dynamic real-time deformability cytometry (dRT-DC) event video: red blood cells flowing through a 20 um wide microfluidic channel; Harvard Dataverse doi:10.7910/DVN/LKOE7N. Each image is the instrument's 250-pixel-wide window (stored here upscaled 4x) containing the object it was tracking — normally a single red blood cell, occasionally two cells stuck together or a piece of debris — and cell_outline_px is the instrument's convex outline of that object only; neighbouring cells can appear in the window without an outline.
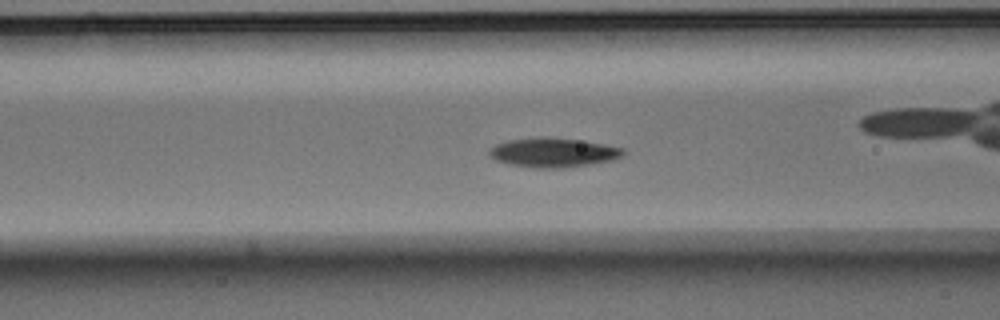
{"species": "Egyptian fruit bat (a non-hibernating species)", "species_latin": "Rousettus aegyptiacus", "temperature_condition": "warm", "stored_images_in_passage": 52, "camera_frame_rate_fps": 3000, "um_per_image_px": 0.085, "animal": {"sex": "male"}, "frame": {"image": 1, "passage_image": 20, "time_ms": 6.333, "image_size_px": [1000, 320], "cell_outline_px": [[624, 152], [620, 156], [612, 160], [588, 164], [560, 168], [536, 168], [508, 164], [496, 160], [488, 156], [488, 148], [496, 144], [508, 140], [540, 136], [548, 136], [604, 144], [624, 148]], "centroid_in_image_um": [46.94, 12.95], "position_along_channel_um": 119.7, "area_um2": 22.89}}
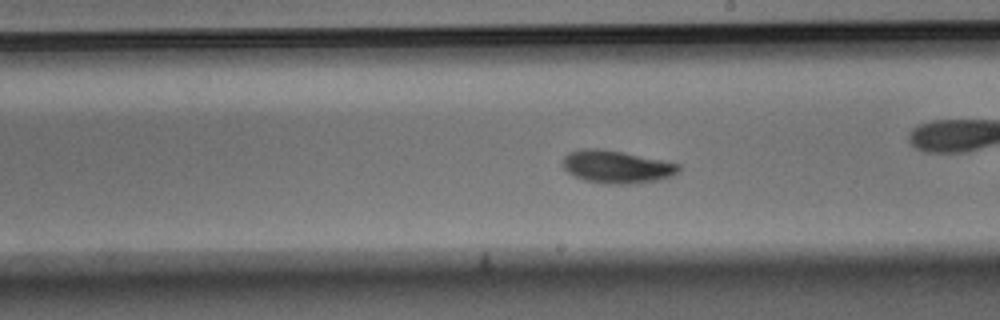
{"frame": {"image": 2, "passage_image": 29, "time_ms": 9.333, "image_size_px": [1000, 320], "cell_outline_px": [[680, 168], [672, 176], [656, 180], [632, 184], [608, 184], [584, 180], [568, 172], [564, 168], [564, 156], [568, 152], [584, 148], [600, 148], [624, 152], [680, 164]], "centroid_in_image_um": [52.4, 14.17], "position_along_channel_um": 236.6, "area_um2": 21.96}}
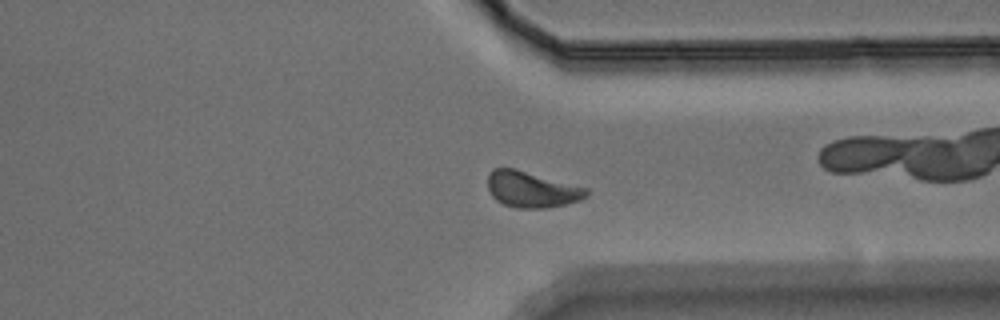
{"frame": {"image": 3, "passage_image": 39, "time_ms": 12.667, "image_size_px": [1000, 320], "cell_outline_px": [[588, 196], [580, 200], [564, 204], [544, 208], [516, 208], [504, 204], [496, 200], [492, 196], [488, 188], [488, 172], [492, 168], [516, 168], [588, 188]], "centroid_in_image_um": [45.18, 16.09], "position_along_channel_um": 366.2, "area_um2": 20.81}, "authors_computed_cell_mechanics": {"area_um2": 20.808, "velocity_mm_per_s": 3.8956, "shape_relaxation_time_tau1_ms": 2.3731, "shape_relaxation_time_tau2_ms": 4.837, "deformation_change_tau1": 0.1057, "deformation_change_tau2": 0.0962}}